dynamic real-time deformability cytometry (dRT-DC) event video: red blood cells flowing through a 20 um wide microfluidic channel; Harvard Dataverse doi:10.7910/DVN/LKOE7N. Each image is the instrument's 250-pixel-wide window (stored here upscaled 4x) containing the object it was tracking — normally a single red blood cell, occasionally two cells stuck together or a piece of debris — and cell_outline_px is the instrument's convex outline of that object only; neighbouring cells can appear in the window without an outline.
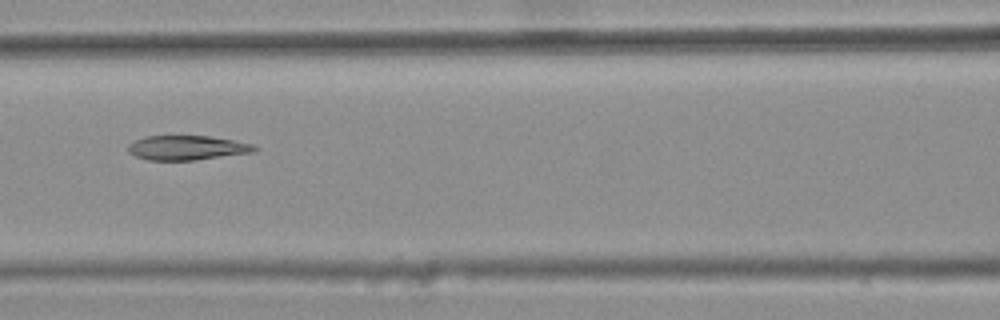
{"species": "common noctule bat (a hibernating species)", "species_latin": "Nyctalus noctula", "temperature_condition": "warm", "stored_images_in_passage": 6, "camera_frame_rate_fps": 3000, "um_per_image_px": 0.085, "animal": {"sex": "female", "body_mass_g": 25.1}, "frame": {"image": 1, "passage_image": 4, "time_ms": 1.0, "image_size_px": [1000, 320], "cell_outline_px": [[260, 148], [252, 152], [196, 160], [148, 160], [136, 156], [128, 152], [128, 144], [136, 140], [148, 136], [208, 136], [232, 140], [252, 144]], "centroid_in_image_um": [15.89, 12.56], "position_along_channel_um": 150.7, "area_um2": 17.86}}
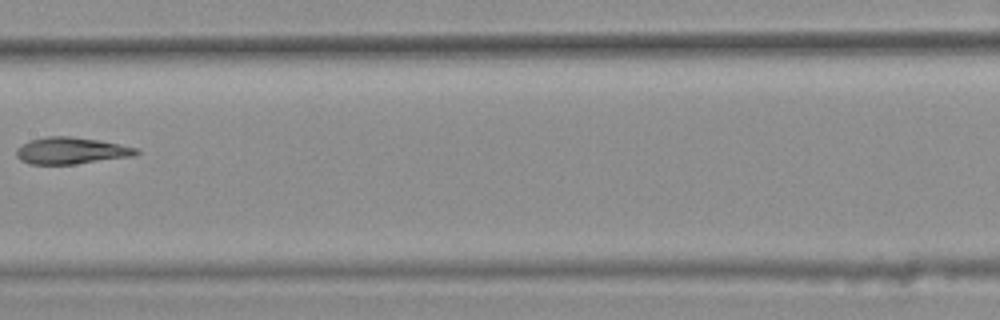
{"frame": {"image": 2, "passage_image": 5, "time_ms": 1.333, "image_size_px": [1000, 320], "cell_outline_px": [[140, 152], [132, 156], [76, 164], [28, 164], [20, 160], [16, 156], [16, 148], [32, 140], [48, 136], [68, 136], [96, 140], [136, 148]], "centroid_in_image_um": [6.0, 12.82], "position_along_channel_um": 201.4, "area_um2": 18.32}}
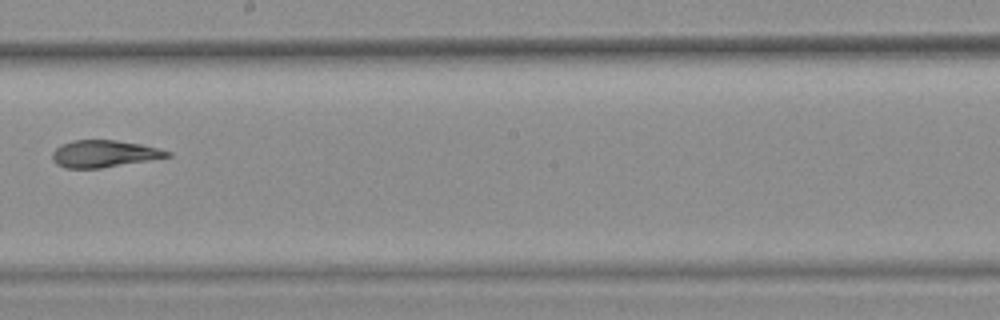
{"frame": {"image": 3, "passage_image": 6, "time_ms": 1.667, "image_size_px": [1000, 320], "cell_outline_px": [[172, 156], [100, 168], [64, 168], [56, 164], [52, 160], [52, 152], [60, 144], [72, 140], [116, 140], [140, 144], [160, 148], [172, 152]], "centroid_in_image_um": [8.82, 13.06], "position_along_channel_um": 239.4, "area_um2": 18.15}}